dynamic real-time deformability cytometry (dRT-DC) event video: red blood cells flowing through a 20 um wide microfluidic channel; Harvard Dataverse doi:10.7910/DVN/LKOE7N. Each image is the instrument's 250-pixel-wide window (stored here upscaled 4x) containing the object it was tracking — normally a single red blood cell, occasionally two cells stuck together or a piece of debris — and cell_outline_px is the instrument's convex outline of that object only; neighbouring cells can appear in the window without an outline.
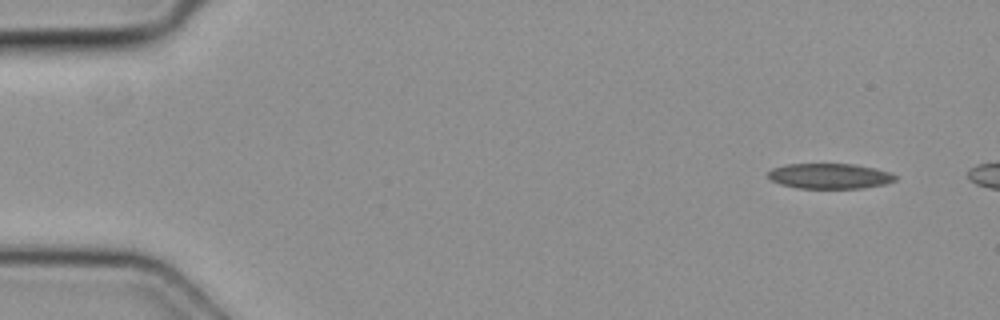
{"species": "common noctule bat (a hibernating species)", "species_latin": "Nyctalus noctula", "temperature_condition": "cold", "stored_images_in_passage": 4, "camera_frame_rate_fps": 3000, "um_per_image_px": 0.085, "animal": {"sex": "female", "body_mass_g": 19.3, "forearm_length_mm": 54.1}, "frame": {"image": 1, "passage_image": 2, "time_ms": 0.333, "image_size_px": [1000, 320], "cell_outline_px": [[896, 180], [884, 184], [860, 188], [796, 188], [780, 184], [772, 180], [768, 176], [768, 172], [772, 168], [788, 164], [856, 164], [876, 168], [892, 172], [896, 176]], "centroid_in_image_um": [70.54, 14.96], "position_along_channel_um": 14.5, "area_um2": 18.79}}